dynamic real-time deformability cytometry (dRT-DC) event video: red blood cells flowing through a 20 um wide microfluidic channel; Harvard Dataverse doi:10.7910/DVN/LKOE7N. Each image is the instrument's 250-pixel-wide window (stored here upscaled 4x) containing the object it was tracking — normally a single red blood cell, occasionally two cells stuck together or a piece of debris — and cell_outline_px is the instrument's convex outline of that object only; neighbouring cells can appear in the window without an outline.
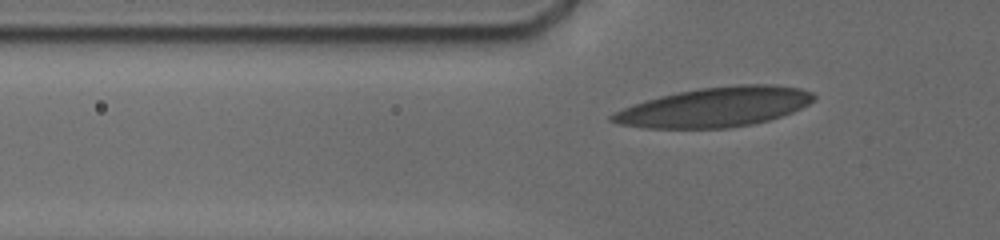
{"species": "human", "species_latin": "Homo sapiens", "temperature_condition": "cold", "stored_images_in_passage": 22, "camera_frame_rate_fps": 3000, "um_per_image_px": 0.085, "donor": {"sex": "male"}, "frame": {"image": 1, "passage_image": 16, "time_ms": 3.333, "image_size_px": [1000, 240], "cell_outline_px": [[816, 96], [808, 104], [792, 112], [768, 120], [752, 124], [728, 128], [644, 128], [620, 124], [608, 120], [608, 116], [612, 112], [660, 96], [700, 88], [740, 84], [768, 84], [800, 88], [812, 92]], "centroid_in_image_um": [60.76, 9.11], "position_along_channel_um": 65.0, "area_um2": 46.24}}
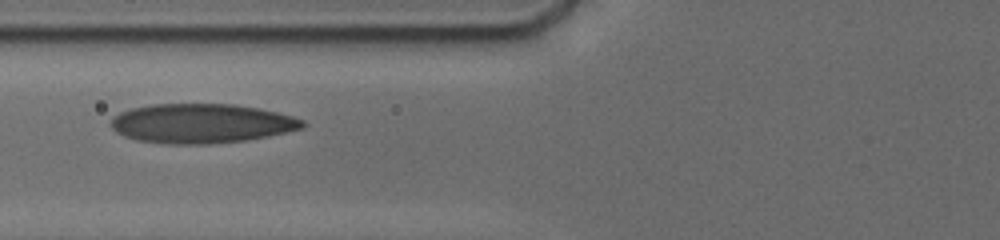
{"frame": {"image": 2, "passage_image": 21, "time_ms": 4.667, "image_size_px": [1000, 240], "cell_outline_px": [[304, 128], [268, 136], [244, 140], [208, 144], [168, 144], [136, 140], [124, 136], [116, 132], [108, 124], [120, 112], [132, 108], [152, 104], [232, 104], [256, 108], [276, 112], [292, 116], [304, 120]], "centroid_in_image_um": [17.09, 10.49], "position_along_channel_um": 108.7, "area_um2": 43.87}}